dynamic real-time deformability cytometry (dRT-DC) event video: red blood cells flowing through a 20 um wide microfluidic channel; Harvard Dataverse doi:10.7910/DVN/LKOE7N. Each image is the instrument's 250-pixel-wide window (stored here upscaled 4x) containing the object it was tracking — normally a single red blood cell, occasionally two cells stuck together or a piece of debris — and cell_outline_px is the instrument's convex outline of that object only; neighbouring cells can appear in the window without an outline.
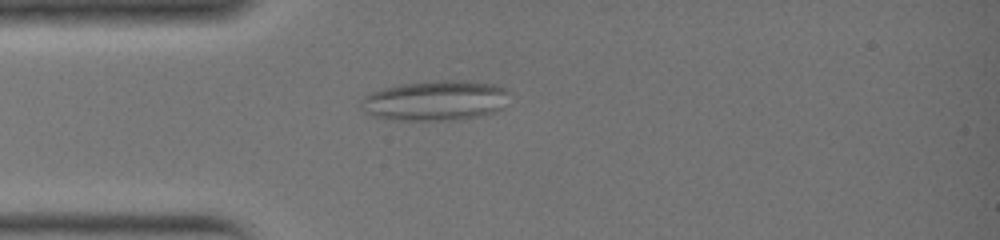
{"species": "common noctule bat (a hibernating species)", "species_latin": "Nyctalus noctula", "temperature_condition": "warm", "stored_images_in_passage": 37, "camera_frame_rate_fps": 3000, "um_per_image_px": 0.085, "animal": {"sex": "female", "body_mass_g": 19.0, "forearm_length_mm": 51.5}, "frame": {"image": 1, "passage_image": 10, "time_ms": 3.0, "image_size_px": [1000, 240], "cell_outline_px": [[512, 92], [504, 108], [480, 116], [460, 120], [392, 120], [372, 116], [364, 112], [360, 108], [360, 104], [364, 96], [372, 92], [384, 88], [404, 84], [432, 80], [468, 80], [496, 84], [508, 88]], "centroid_in_image_um": [37.07, 8.54], "position_along_channel_um": 47.9, "area_um2": 35.43}}
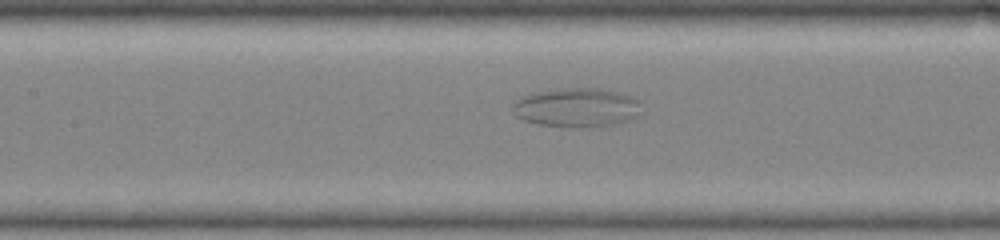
{"frame": {"image": 2, "passage_image": 17, "time_ms": 5.333, "image_size_px": [1000, 240], "cell_outline_px": [[640, 104], [636, 116], [628, 120], [612, 124], [588, 128], [568, 128], [536, 124], [524, 120], [516, 116], [512, 112], [512, 104], [516, 100], [524, 96], [536, 92], [564, 88], [600, 88], [632, 96], [640, 100]], "centroid_in_image_um": [48.98, 9.15], "position_along_channel_um": 158.4, "area_um2": 29.48}}
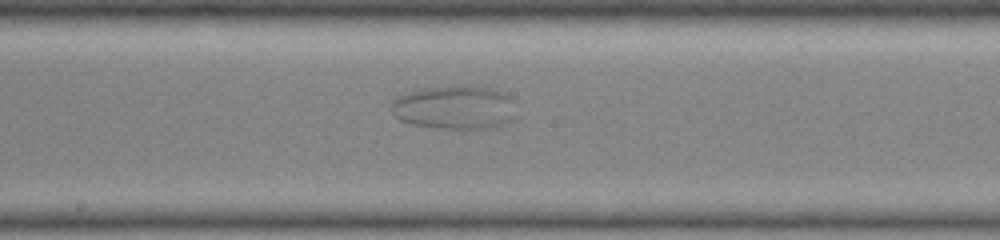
{"frame": {"image": 3, "passage_image": 20, "time_ms": 6.333, "image_size_px": [1000, 240], "cell_outline_px": [[520, 116], [516, 120], [492, 128], [440, 128], [412, 124], [400, 120], [392, 112], [392, 100], [396, 96], [404, 92], [424, 88], [464, 84], [468, 84], [492, 88], [504, 92], [512, 96], [516, 100]], "centroid_in_image_um": [38.77, 9.1], "position_along_channel_um": 209.4, "area_um2": 33.12}}